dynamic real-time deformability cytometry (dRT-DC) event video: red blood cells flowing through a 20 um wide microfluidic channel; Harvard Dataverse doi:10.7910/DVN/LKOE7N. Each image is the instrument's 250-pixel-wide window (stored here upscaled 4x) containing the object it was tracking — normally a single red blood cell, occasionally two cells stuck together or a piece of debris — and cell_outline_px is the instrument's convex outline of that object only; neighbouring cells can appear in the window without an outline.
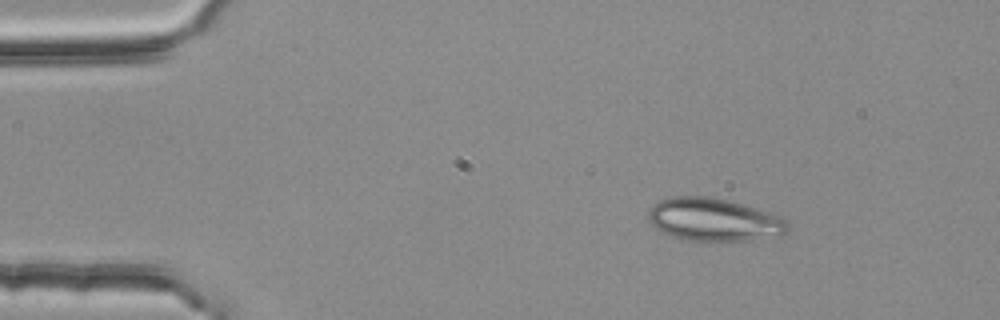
{"species": "common noctule bat (a hibernating species)", "species_latin": "Nyctalus noctula", "temperature_condition": "room temperature", "stored_images_in_passage": 3, "camera_frame_rate_fps": 3000, "um_per_image_px": 0.085, "animal": {"sex": "female", "body_mass_g": 25.1}, "frame": {"image": 1, "passage_image": 1, "time_ms": 0.0, "image_size_px": [1000, 320], "cell_outline_px": [[788, 232], [784, 236], [748, 240], [684, 240], [660, 232], [648, 220], [648, 208], [652, 204], [660, 200], [672, 196], [708, 196], [740, 204], [768, 212], [788, 220]], "centroid_in_image_um": [60.66, 18.68], "position_along_channel_um": 24.3, "area_um2": 34.85}}